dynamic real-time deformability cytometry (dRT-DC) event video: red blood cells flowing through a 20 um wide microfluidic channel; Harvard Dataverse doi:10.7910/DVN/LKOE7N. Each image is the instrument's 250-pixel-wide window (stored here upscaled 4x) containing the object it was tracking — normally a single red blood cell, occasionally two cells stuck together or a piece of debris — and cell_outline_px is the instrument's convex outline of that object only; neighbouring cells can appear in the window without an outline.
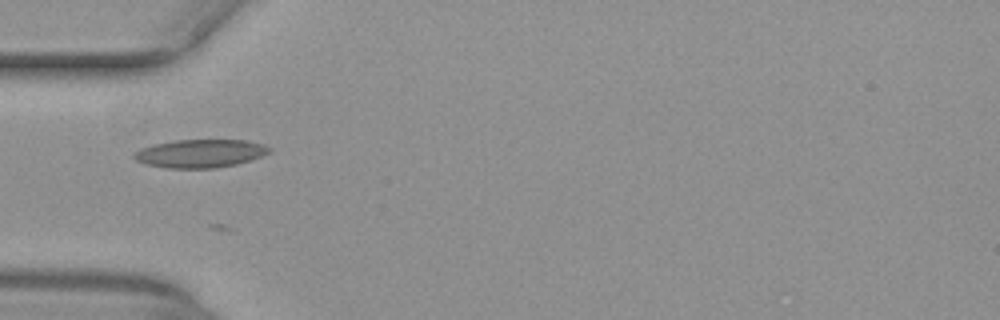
{"species": "common noctule bat (a hibernating species)", "species_latin": "Nyctalus noctula", "temperature_condition": "warm", "stored_images_in_passage": 19, "camera_frame_rate_fps": 3000, "um_per_image_px": 0.085, "animal": {"sex": "female", "body_mass_g": 29.2, "forearm_length_mm": 56.3}, "frame": {"image": 1, "passage_image": 4, "time_ms": 1.0, "image_size_px": [1000, 320], "cell_outline_px": [[272, 152], [236, 164], [212, 168], [164, 168], [148, 164], [136, 160], [132, 156], [132, 152], [140, 148], [152, 144], [176, 140], [248, 140], [264, 144], [272, 148]], "centroid_in_image_um": [17.0, 13.03], "position_along_channel_um": 68.0, "area_um2": 22.31}}
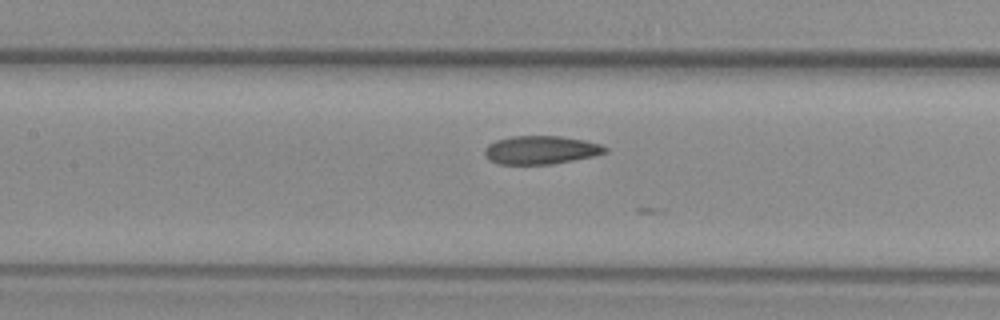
{"frame": {"image": 2, "passage_image": 11, "time_ms": 3.333, "image_size_px": [1000, 320], "cell_outline_px": [[608, 152], [592, 156], [552, 164], [500, 164], [492, 160], [484, 152], [484, 148], [488, 144], [496, 140], [512, 136], [560, 136], [584, 140], [600, 144], [608, 148]], "centroid_in_image_um": [45.99, 12.74], "position_along_channel_um": 161.4, "area_um2": 19.71}}
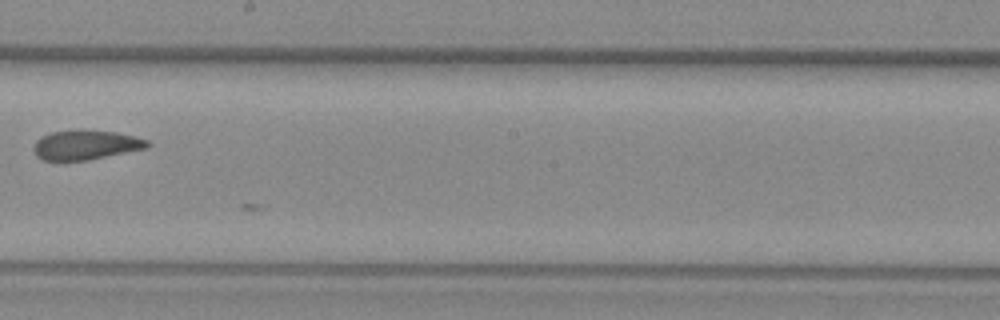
{"frame": {"image": 3, "passage_image": 17, "time_ms": 5.333, "image_size_px": [1000, 320], "cell_outline_px": [[152, 144], [148, 148], [88, 160], [44, 160], [36, 156], [32, 148], [36, 140], [52, 132], [80, 128], [116, 132], [136, 136], [148, 140]], "centroid_in_image_um": [7.32, 12.3], "position_along_channel_um": 240.9, "area_um2": 19.94}}